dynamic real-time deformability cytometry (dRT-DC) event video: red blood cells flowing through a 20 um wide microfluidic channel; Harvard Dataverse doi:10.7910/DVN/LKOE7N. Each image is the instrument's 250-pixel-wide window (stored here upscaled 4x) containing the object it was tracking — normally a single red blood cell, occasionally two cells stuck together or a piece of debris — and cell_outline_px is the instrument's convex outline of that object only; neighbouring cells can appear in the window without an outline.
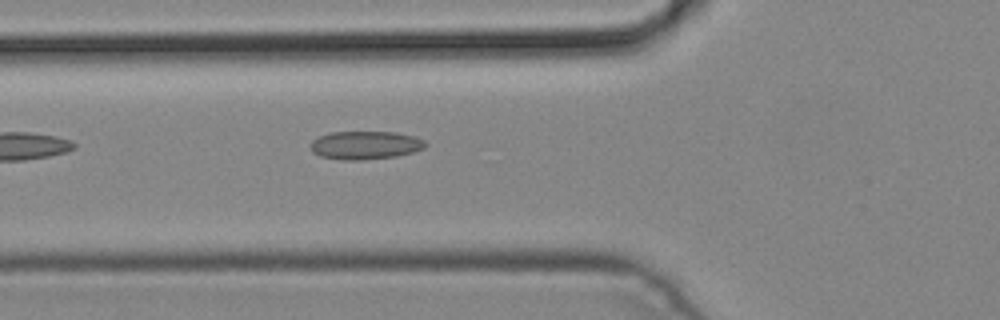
{"species": "common noctule bat (a hibernating species)", "species_latin": "Nyctalus noctula", "temperature_condition": "cold", "stored_images_in_passage": 6, "camera_frame_rate_fps": 3000, "um_per_image_px": 0.085, "animal": {"sex": "male", "body_mass_g": 19.2, "forearm_length_mm": 51.8}, "frame": {"image": 1, "passage_image": 6, "time_ms": 1.667, "image_size_px": [1000, 320], "cell_outline_px": [[428, 144], [424, 148], [412, 152], [396, 156], [360, 160], [340, 160], [320, 156], [312, 152], [312, 140], [320, 136], [332, 132], [396, 132], [412, 136], [424, 140]], "centroid_in_image_um": [31.05, 12.34], "position_along_channel_um": 94.7, "area_um2": 18.79}}